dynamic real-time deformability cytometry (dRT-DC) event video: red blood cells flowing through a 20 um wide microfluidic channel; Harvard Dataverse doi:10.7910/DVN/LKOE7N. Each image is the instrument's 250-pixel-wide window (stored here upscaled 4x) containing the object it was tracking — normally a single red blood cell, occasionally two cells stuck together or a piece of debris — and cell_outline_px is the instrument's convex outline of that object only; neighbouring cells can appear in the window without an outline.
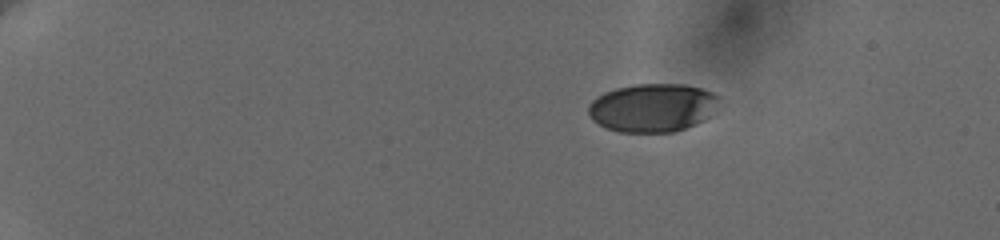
{"species": "human", "species_latin": "Homo sapiens", "temperature_condition": "cold", "stored_images_in_passage": 49, "camera_frame_rate_fps": 3000, "um_per_image_px": 0.085, "donor": {"sex": "female"}, "frame": {"image": 1, "passage_image": 1, "time_ms": 0.0, "image_size_px": [1000, 240], "cell_outline_px": [[720, 100], [708, 116], [704, 120], [696, 124], [676, 132], [620, 132], [608, 128], [592, 120], [588, 112], [588, 104], [596, 96], [604, 92], [616, 88], [636, 84], [684, 84], [700, 88], [712, 92], [720, 96]], "centroid_in_image_um": [55.46, 9.15], "position_along_channel_um": 29.5, "area_um2": 36.93}}
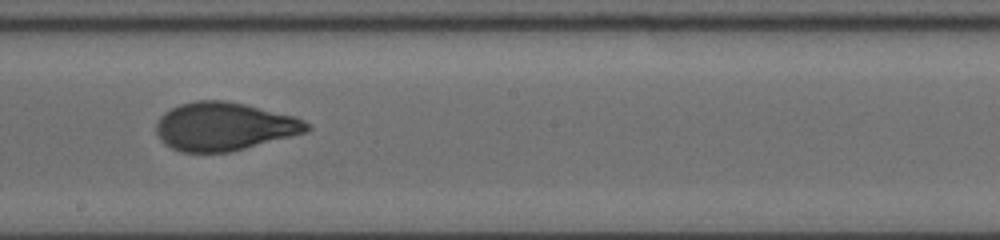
{"frame": {"image": 2, "passage_image": 27, "time_ms": 8.667, "image_size_px": [1000, 240], "cell_outline_px": [[312, 128], [308, 132], [232, 152], [180, 152], [164, 144], [160, 140], [156, 132], [156, 124], [160, 116], [164, 112], [180, 104], [196, 100], [224, 100], [244, 104], [296, 116], [304, 120]], "centroid_in_image_um": [19.06, 10.75], "position_along_channel_um": 229.1, "area_um2": 42.66}}
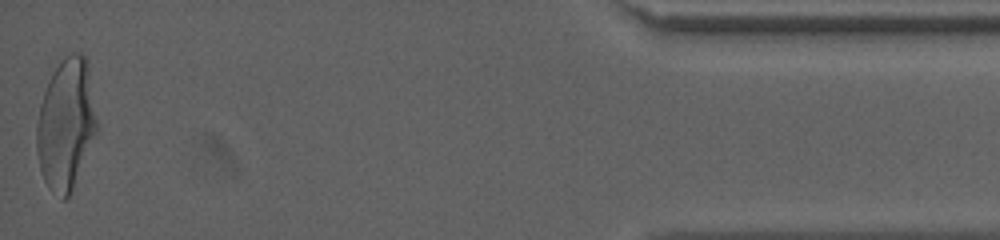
{"frame": {"image": 3, "passage_image": 49, "time_ms": 16.0, "image_size_px": [1000, 240], "cell_outline_px": [[96, 136], [72, 188], [68, 196], [64, 200], [60, 200], [48, 188], [44, 180], [40, 168], [36, 152], [36, 124], [40, 104], [44, 92], [52, 72], [60, 60], [72, 52], [80, 52], [88, 60], [96, 116]], "centroid_in_image_um": [5.6, 10.55], "position_along_channel_um": 429.6, "area_um2": 46.07}, "authors_computed_cell_mechanics": {"area_um2": 41.9628, "velocity_mm_per_s": 3.637, "shape_relaxation_time_tau1_ms": 4.5683, "shape_relaxation_time_tau2_ms": null, "deformation_change_tau1": 0.173, "deformation_change_tau2": null}}